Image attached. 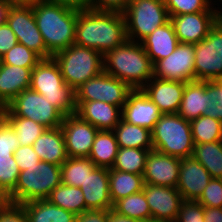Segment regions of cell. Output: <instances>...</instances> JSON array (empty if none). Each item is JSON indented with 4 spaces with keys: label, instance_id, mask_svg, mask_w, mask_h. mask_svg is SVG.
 Listing matches in <instances>:
<instances>
[{
    "label": "cell",
    "instance_id": "obj_1",
    "mask_svg": "<svg viewBox=\"0 0 222 222\" xmlns=\"http://www.w3.org/2000/svg\"><path fill=\"white\" fill-rule=\"evenodd\" d=\"M126 40L128 39L123 13L91 9L79 11L74 44L92 48L104 55Z\"/></svg>",
    "mask_w": 222,
    "mask_h": 222
},
{
    "label": "cell",
    "instance_id": "obj_2",
    "mask_svg": "<svg viewBox=\"0 0 222 222\" xmlns=\"http://www.w3.org/2000/svg\"><path fill=\"white\" fill-rule=\"evenodd\" d=\"M103 71L133 90L142 89L154 77V65L142 44L130 40L103 55Z\"/></svg>",
    "mask_w": 222,
    "mask_h": 222
},
{
    "label": "cell",
    "instance_id": "obj_3",
    "mask_svg": "<svg viewBox=\"0 0 222 222\" xmlns=\"http://www.w3.org/2000/svg\"><path fill=\"white\" fill-rule=\"evenodd\" d=\"M32 8L37 27L52 57L74 44L79 10L44 0L37 1Z\"/></svg>",
    "mask_w": 222,
    "mask_h": 222
},
{
    "label": "cell",
    "instance_id": "obj_4",
    "mask_svg": "<svg viewBox=\"0 0 222 222\" xmlns=\"http://www.w3.org/2000/svg\"><path fill=\"white\" fill-rule=\"evenodd\" d=\"M30 89L42 94L63 116L76 113V94L54 58L42 59L31 72Z\"/></svg>",
    "mask_w": 222,
    "mask_h": 222
},
{
    "label": "cell",
    "instance_id": "obj_5",
    "mask_svg": "<svg viewBox=\"0 0 222 222\" xmlns=\"http://www.w3.org/2000/svg\"><path fill=\"white\" fill-rule=\"evenodd\" d=\"M61 184V166L45 161L20 171L15 188L8 194V201L24 204L47 199L51 191Z\"/></svg>",
    "mask_w": 222,
    "mask_h": 222
},
{
    "label": "cell",
    "instance_id": "obj_6",
    "mask_svg": "<svg viewBox=\"0 0 222 222\" xmlns=\"http://www.w3.org/2000/svg\"><path fill=\"white\" fill-rule=\"evenodd\" d=\"M151 134L153 150L178 158L192 156L194 142L191 123L178 113L162 114Z\"/></svg>",
    "mask_w": 222,
    "mask_h": 222
},
{
    "label": "cell",
    "instance_id": "obj_7",
    "mask_svg": "<svg viewBox=\"0 0 222 222\" xmlns=\"http://www.w3.org/2000/svg\"><path fill=\"white\" fill-rule=\"evenodd\" d=\"M53 58L60 67L64 82L74 90L103 72V55L92 48L73 44Z\"/></svg>",
    "mask_w": 222,
    "mask_h": 222
},
{
    "label": "cell",
    "instance_id": "obj_8",
    "mask_svg": "<svg viewBox=\"0 0 222 222\" xmlns=\"http://www.w3.org/2000/svg\"><path fill=\"white\" fill-rule=\"evenodd\" d=\"M123 14L127 39L134 42H141L170 20L163 0H130Z\"/></svg>",
    "mask_w": 222,
    "mask_h": 222
},
{
    "label": "cell",
    "instance_id": "obj_9",
    "mask_svg": "<svg viewBox=\"0 0 222 222\" xmlns=\"http://www.w3.org/2000/svg\"><path fill=\"white\" fill-rule=\"evenodd\" d=\"M6 107L15 116L31 119L46 128L61 126L64 117L47 98L31 89L22 91Z\"/></svg>",
    "mask_w": 222,
    "mask_h": 222
},
{
    "label": "cell",
    "instance_id": "obj_10",
    "mask_svg": "<svg viewBox=\"0 0 222 222\" xmlns=\"http://www.w3.org/2000/svg\"><path fill=\"white\" fill-rule=\"evenodd\" d=\"M125 82L106 72L89 79L75 90L76 101H103L122 109L132 91Z\"/></svg>",
    "mask_w": 222,
    "mask_h": 222
},
{
    "label": "cell",
    "instance_id": "obj_11",
    "mask_svg": "<svg viewBox=\"0 0 222 222\" xmlns=\"http://www.w3.org/2000/svg\"><path fill=\"white\" fill-rule=\"evenodd\" d=\"M195 80L213 81L222 77V29L216 24L206 38L194 44Z\"/></svg>",
    "mask_w": 222,
    "mask_h": 222
},
{
    "label": "cell",
    "instance_id": "obj_12",
    "mask_svg": "<svg viewBox=\"0 0 222 222\" xmlns=\"http://www.w3.org/2000/svg\"><path fill=\"white\" fill-rule=\"evenodd\" d=\"M6 23L14 31L18 43L33 50L42 59L52 58L37 27L32 6H10Z\"/></svg>",
    "mask_w": 222,
    "mask_h": 222
},
{
    "label": "cell",
    "instance_id": "obj_13",
    "mask_svg": "<svg viewBox=\"0 0 222 222\" xmlns=\"http://www.w3.org/2000/svg\"><path fill=\"white\" fill-rule=\"evenodd\" d=\"M194 44L179 43L166 58L154 64V77L164 80L189 82L195 80Z\"/></svg>",
    "mask_w": 222,
    "mask_h": 222
},
{
    "label": "cell",
    "instance_id": "obj_14",
    "mask_svg": "<svg viewBox=\"0 0 222 222\" xmlns=\"http://www.w3.org/2000/svg\"><path fill=\"white\" fill-rule=\"evenodd\" d=\"M60 127L64 134L68 157H89L99 130L76 113L64 116Z\"/></svg>",
    "mask_w": 222,
    "mask_h": 222
},
{
    "label": "cell",
    "instance_id": "obj_15",
    "mask_svg": "<svg viewBox=\"0 0 222 222\" xmlns=\"http://www.w3.org/2000/svg\"><path fill=\"white\" fill-rule=\"evenodd\" d=\"M143 191L151 211V222H175L184 201L176 188L144 184Z\"/></svg>",
    "mask_w": 222,
    "mask_h": 222
},
{
    "label": "cell",
    "instance_id": "obj_16",
    "mask_svg": "<svg viewBox=\"0 0 222 222\" xmlns=\"http://www.w3.org/2000/svg\"><path fill=\"white\" fill-rule=\"evenodd\" d=\"M180 43L196 44L216 25V12L203 11L169 16Z\"/></svg>",
    "mask_w": 222,
    "mask_h": 222
},
{
    "label": "cell",
    "instance_id": "obj_17",
    "mask_svg": "<svg viewBox=\"0 0 222 222\" xmlns=\"http://www.w3.org/2000/svg\"><path fill=\"white\" fill-rule=\"evenodd\" d=\"M180 171V158L151 150L143 173L144 184L176 188Z\"/></svg>",
    "mask_w": 222,
    "mask_h": 222
},
{
    "label": "cell",
    "instance_id": "obj_18",
    "mask_svg": "<svg viewBox=\"0 0 222 222\" xmlns=\"http://www.w3.org/2000/svg\"><path fill=\"white\" fill-rule=\"evenodd\" d=\"M215 101L210 81L194 80L185 83L178 114L191 122L205 115V110Z\"/></svg>",
    "mask_w": 222,
    "mask_h": 222
},
{
    "label": "cell",
    "instance_id": "obj_19",
    "mask_svg": "<svg viewBox=\"0 0 222 222\" xmlns=\"http://www.w3.org/2000/svg\"><path fill=\"white\" fill-rule=\"evenodd\" d=\"M162 113L142 89L132 90L122 107L121 118L133 125L152 130Z\"/></svg>",
    "mask_w": 222,
    "mask_h": 222
},
{
    "label": "cell",
    "instance_id": "obj_20",
    "mask_svg": "<svg viewBox=\"0 0 222 222\" xmlns=\"http://www.w3.org/2000/svg\"><path fill=\"white\" fill-rule=\"evenodd\" d=\"M210 180V173L192 156L180 158V171L176 189L183 200L197 201Z\"/></svg>",
    "mask_w": 222,
    "mask_h": 222
},
{
    "label": "cell",
    "instance_id": "obj_21",
    "mask_svg": "<svg viewBox=\"0 0 222 222\" xmlns=\"http://www.w3.org/2000/svg\"><path fill=\"white\" fill-rule=\"evenodd\" d=\"M185 83L153 77L142 90L162 114H175L181 105Z\"/></svg>",
    "mask_w": 222,
    "mask_h": 222
},
{
    "label": "cell",
    "instance_id": "obj_22",
    "mask_svg": "<svg viewBox=\"0 0 222 222\" xmlns=\"http://www.w3.org/2000/svg\"><path fill=\"white\" fill-rule=\"evenodd\" d=\"M87 210H108L113 208L109 190V168L97 167L88 173L80 186Z\"/></svg>",
    "mask_w": 222,
    "mask_h": 222
},
{
    "label": "cell",
    "instance_id": "obj_23",
    "mask_svg": "<svg viewBox=\"0 0 222 222\" xmlns=\"http://www.w3.org/2000/svg\"><path fill=\"white\" fill-rule=\"evenodd\" d=\"M76 106V114L98 130L113 131L121 120L122 109L103 101H76Z\"/></svg>",
    "mask_w": 222,
    "mask_h": 222
},
{
    "label": "cell",
    "instance_id": "obj_24",
    "mask_svg": "<svg viewBox=\"0 0 222 222\" xmlns=\"http://www.w3.org/2000/svg\"><path fill=\"white\" fill-rule=\"evenodd\" d=\"M32 69L0 62V109L22 91L30 89Z\"/></svg>",
    "mask_w": 222,
    "mask_h": 222
},
{
    "label": "cell",
    "instance_id": "obj_25",
    "mask_svg": "<svg viewBox=\"0 0 222 222\" xmlns=\"http://www.w3.org/2000/svg\"><path fill=\"white\" fill-rule=\"evenodd\" d=\"M41 161L61 166L67 155L64 134L61 127L46 128L32 145Z\"/></svg>",
    "mask_w": 222,
    "mask_h": 222
},
{
    "label": "cell",
    "instance_id": "obj_26",
    "mask_svg": "<svg viewBox=\"0 0 222 222\" xmlns=\"http://www.w3.org/2000/svg\"><path fill=\"white\" fill-rule=\"evenodd\" d=\"M140 43L154 65L158 60L168 57L180 42L175 34L173 24L169 20Z\"/></svg>",
    "mask_w": 222,
    "mask_h": 222
},
{
    "label": "cell",
    "instance_id": "obj_27",
    "mask_svg": "<svg viewBox=\"0 0 222 222\" xmlns=\"http://www.w3.org/2000/svg\"><path fill=\"white\" fill-rule=\"evenodd\" d=\"M29 222H75L76 214L47 199L22 204Z\"/></svg>",
    "mask_w": 222,
    "mask_h": 222
},
{
    "label": "cell",
    "instance_id": "obj_28",
    "mask_svg": "<svg viewBox=\"0 0 222 222\" xmlns=\"http://www.w3.org/2000/svg\"><path fill=\"white\" fill-rule=\"evenodd\" d=\"M119 148L153 150L151 130L130 124L122 118L113 130Z\"/></svg>",
    "mask_w": 222,
    "mask_h": 222
},
{
    "label": "cell",
    "instance_id": "obj_29",
    "mask_svg": "<svg viewBox=\"0 0 222 222\" xmlns=\"http://www.w3.org/2000/svg\"><path fill=\"white\" fill-rule=\"evenodd\" d=\"M119 145L113 131L99 130L89 154V159L97 167L112 168Z\"/></svg>",
    "mask_w": 222,
    "mask_h": 222
},
{
    "label": "cell",
    "instance_id": "obj_30",
    "mask_svg": "<svg viewBox=\"0 0 222 222\" xmlns=\"http://www.w3.org/2000/svg\"><path fill=\"white\" fill-rule=\"evenodd\" d=\"M143 175L109 168V190L113 205L127 196L143 190Z\"/></svg>",
    "mask_w": 222,
    "mask_h": 222
},
{
    "label": "cell",
    "instance_id": "obj_31",
    "mask_svg": "<svg viewBox=\"0 0 222 222\" xmlns=\"http://www.w3.org/2000/svg\"><path fill=\"white\" fill-rule=\"evenodd\" d=\"M0 116L12 127L20 146H32L46 129L31 119L15 116L7 107L0 109Z\"/></svg>",
    "mask_w": 222,
    "mask_h": 222
},
{
    "label": "cell",
    "instance_id": "obj_32",
    "mask_svg": "<svg viewBox=\"0 0 222 222\" xmlns=\"http://www.w3.org/2000/svg\"><path fill=\"white\" fill-rule=\"evenodd\" d=\"M192 157L207 169L211 178L222 179V140L194 144Z\"/></svg>",
    "mask_w": 222,
    "mask_h": 222
},
{
    "label": "cell",
    "instance_id": "obj_33",
    "mask_svg": "<svg viewBox=\"0 0 222 222\" xmlns=\"http://www.w3.org/2000/svg\"><path fill=\"white\" fill-rule=\"evenodd\" d=\"M47 200L58 207L75 213L76 215L86 211L84 194L80 187L61 183L51 191Z\"/></svg>",
    "mask_w": 222,
    "mask_h": 222
},
{
    "label": "cell",
    "instance_id": "obj_34",
    "mask_svg": "<svg viewBox=\"0 0 222 222\" xmlns=\"http://www.w3.org/2000/svg\"><path fill=\"white\" fill-rule=\"evenodd\" d=\"M97 166L88 158L69 157L61 165V183L69 186L80 187Z\"/></svg>",
    "mask_w": 222,
    "mask_h": 222
},
{
    "label": "cell",
    "instance_id": "obj_35",
    "mask_svg": "<svg viewBox=\"0 0 222 222\" xmlns=\"http://www.w3.org/2000/svg\"><path fill=\"white\" fill-rule=\"evenodd\" d=\"M113 209L127 217L151 222V211L143 190L118 200L113 205Z\"/></svg>",
    "mask_w": 222,
    "mask_h": 222
},
{
    "label": "cell",
    "instance_id": "obj_36",
    "mask_svg": "<svg viewBox=\"0 0 222 222\" xmlns=\"http://www.w3.org/2000/svg\"><path fill=\"white\" fill-rule=\"evenodd\" d=\"M150 151L140 148H119L111 169L143 175Z\"/></svg>",
    "mask_w": 222,
    "mask_h": 222
},
{
    "label": "cell",
    "instance_id": "obj_37",
    "mask_svg": "<svg viewBox=\"0 0 222 222\" xmlns=\"http://www.w3.org/2000/svg\"><path fill=\"white\" fill-rule=\"evenodd\" d=\"M194 144L216 142L222 140V122L212 117L202 115L191 122Z\"/></svg>",
    "mask_w": 222,
    "mask_h": 222
},
{
    "label": "cell",
    "instance_id": "obj_38",
    "mask_svg": "<svg viewBox=\"0 0 222 222\" xmlns=\"http://www.w3.org/2000/svg\"><path fill=\"white\" fill-rule=\"evenodd\" d=\"M41 60L42 58L37 53L21 43L15 44L14 47L0 58V62L3 64L23 68H34Z\"/></svg>",
    "mask_w": 222,
    "mask_h": 222
},
{
    "label": "cell",
    "instance_id": "obj_39",
    "mask_svg": "<svg viewBox=\"0 0 222 222\" xmlns=\"http://www.w3.org/2000/svg\"><path fill=\"white\" fill-rule=\"evenodd\" d=\"M212 0H163L169 16L215 11L210 5ZM213 8V9H212Z\"/></svg>",
    "mask_w": 222,
    "mask_h": 222
},
{
    "label": "cell",
    "instance_id": "obj_40",
    "mask_svg": "<svg viewBox=\"0 0 222 222\" xmlns=\"http://www.w3.org/2000/svg\"><path fill=\"white\" fill-rule=\"evenodd\" d=\"M20 174L14 156L0 158V185L10 193L18 182Z\"/></svg>",
    "mask_w": 222,
    "mask_h": 222
},
{
    "label": "cell",
    "instance_id": "obj_41",
    "mask_svg": "<svg viewBox=\"0 0 222 222\" xmlns=\"http://www.w3.org/2000/svg\"><path fill=\"white\" fill-rule=\"evenodd\" d=\"M20 146L12 127L0 116V158L13 157Z\"/></svg>",
    "mask_w": 222,
    "mask_h": 222
},
{
    "label": "cell",
    "instance_id": "obj_42",
    "mask_svg": "<svg viewBox=\"0 0 222 222\" xmlns=\"http://www.w3.org/2000/svg\"><path fill=\"white\" fill-rule=\"evenodd\" d=\"M197 201L203 207L222 208V179L211 178Z\"/></svg>",
    "mask_w": 222,
    "mask_h": 222
},
{
    "label": "cell",
    "instance_id": "obj_43",
    "mask_svg": "<svg viewBox=\"0 0 222 222\" xmlns=\"http://www.w3.org/2000/svg\"><path fill=\"white\" fill-rule=\"evenodd\" d=\"M175 222H204V207L198 201L184 200Z\"/></svg>",
    "mask_w": 222,
    "mask_h": 222
},
{
    "label": "cell",
    "instance_id": "obj_44",
    "mask_svg": "<svg viewBox=\"0 0 222 222\" xmlns=\"http://www.w3.org/2000/svg\"><path fill=\"white\" fill-rule=\"evenodd\" d=\"M0 222H29L22 204L0 201Z\"/></svg>",
    "mask_w": 222,
    "mask_h": 222
},
{
    "label": "cell",
    "instance_id": "obj_45",
    "mask_svg": "<svg viewBox=\"0 0 222 222\" xmlns=\"http://www.w3.org/2000/svg\"><path fill=\"white\" fill-rule=\"evenodd\" d=\"M211 82L215 101L205 110V116L212 117L222 122V77Z\"/></svg>",
    "mask_w": 222,
    "mask_h": 222
},
{
    "label": "cell",
    "instance_id": "obj_46",
    "mask_svg": "<svg viewBox=\"0 0 222 222\" xmlns=\"http://www.w3.org/2000/svg\"><path fill=\"white\" fill-rule=\"evenodd\" d=\"M14 158L20 171L36 165L41 161L32 146H19L14 152Z\"/></svg>",
    "mask_w": 222,
    "mask_h": 222
},
{
    "label": "cell",
    "instance_id": "obj_47",
    "mask_svg": "<svg viewBox=\"0 0 222 222\" xmlns=\"http://www.w3.org/2000/svg\"><path fill=\"white\" fill-rule=\"evenodd\" d=\"M130 0H92L91 10L123 13Z\"/></svg>",
    "mask_w": 222,
    "mask_h": 222
},
{
    "label": "cell",
    "instance_id": "obj_48",
    "mask_svg": "<svg viewBox=\"0 0 222 222\" xmlns=\"http://www.w3.org/2000/svg\"><path fill=\"white\" fill-rule=\"evenodd\" d=\"M18 43L14 31L7 23L0 25V58Z\"/></svg>",
    "mask_w": 222,
    "mask_h": 222
},
{
    "label": "cell",
    "instance_id": "obj_49",
    "mask_svg": "<svg viewBox=\"0 0 222 222\" xmlns=\"http://www.w3.org/2000/svg\"><path fill=\"white\" fill-rule=\"evenodd\" d=\"M75 222H107V210H87L76 215Z\"/></svg>",
    "mask_w": 222,
    "mask_h": 222
},
{
    "label": "cell",
    "instance_id": "obj_50",
    "mask_svg": "<svg viewBox=\"0 0 222 222\" xmlns=\"http://www.w3.org/2000/svg\"><path fill=\"white\" fill-rule=\"evenodd\" d=\"M50 3L63 5L76 10H90L92 0H44Z\"/></svg>",
    "mask_w": 222,
    "mask_h": 222
},
{
    "label": "cell",
    "instance_id": "obj_51",
    "mask_svg": "<svg viewBox=\"0 0 222 222\" xmlns=\"http://www.w3.org/2000/svg\"><path fill=\"white\" fill-rule=\"evenodd\" d=\"M204 222H222V208L204 207Z\"/></svg>",
    "mask_w": 222,
    "mask_h": 222
},
{
    "label": "cell",
    "instance_id": "obj_52",
    "mask_svg": "<svg viewBox=\"0 0 222 222\" xmlns=\"http://www.w3.org/2000/svg\"><path fill=\"white\" fill-rule=\"evenodd\" d=\"M107 222H143L137 219L119 214L113 208L107 210Z\"/></svg>",
    "mask_w": 222,
    "mask_h": 222
},
{
    "label": "cell",
    "instance_id": "obj_53",
    "mask_svg": "<svg viewBox=\"0 0 222 222\" xmlns=\"http://www.w3.org/2000/svg\"><path fill=\"white\" fill-rule=\"evenodd\" d=\"M9 9L10 4L5 0H0V25L6 23Z\"/></svg>",
    "mask_w": 222,
    "mask_h": 222
},
{
    "label": "cell",
    "instance_id": "obj_54",
    "mask_svg": "<svg viewBox=\"0 0 222 222\" xmlns=\"http://www.w3.org/2000/svg\"><path fill=\"white\" fill-rule=\"evenodd\" d=\"M10 6H33L37 1L40 0H5Z\"/></svg>",
    "mask_w": 222,
    "mask_h": 222
},
{
    "label": "cell",
    "instance_id": "obj_55",
    "mask_svg": "<svg viewBox=\"0 0 222 222\" xmlns=\"http://www.w3.org/2000/svg\"><path fill=\"white\" fill-rule=\"evenodd\" d=\"M8 192L0 185V201H8Z\"/></svg>",
    "mask_w": 222,
    "mask_h": 222
},
{
    "label": "cell",
    "instance_id": "obj_56",
    "mask_svg": "<svg viewBox=\"0 0 222 222\" xmlns=\"http://www.w3.org/2000/svg\"><path fill=\"white\" fill-rule=\"evenodd\" d=\"M214 10L216 12V24L222 29V12L216 9Z\"/></svg>",
    "mask_w": 222,
    "mask_h": 222
}]
</instances>
